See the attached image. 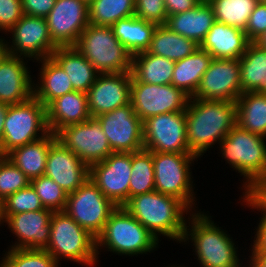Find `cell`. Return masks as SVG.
I'll use <instances>...</instances> for the list:
<instances>
[{
	"instance_id": "1",
	"label": "cell",
	"mask_w": 266,
	"mask_h": 267,
	"mask_svg": "<svg viewBox=\"0 0 266 267\" xmlns=\"http://www.w3.org/2000/svg\"><path fill=\"white\" fill-rule=\"evenodd\" d=\"M185 111L189 151L197 158L219 144L237 124L236 102L190 97Z\"/></svg>"
},
{
	"instance_id": "2",
	"label": "cell",
	"mask_w": 266,
	"mask_h": 267,
	"mask_svg": "<svg viewBox=\"0 0 266 267\" xmlns=\"http://www.w3.org/2000/svg\"><path fill=\"white\" fill-rule=\"evenodd\" d=\"M122 207L158 240L161 234L182 242L187 224L184 213L191 214L182 200L154 190L129 198Z\"/></svg>"
},
{
	"instance_id": "3",
	"label": "cell",
	"mask_w": 266,
	"mask_h": 267,
	"mask_svg": "<svg viewBox=\"0 0 266 267\" xmlns=\"http://www.w3.org/2000/svg\"><path fill=\"white\" fill-rule=\"evenodd\" d=\"M197 212V213H196ZM190 214L182 242L192 241L195 254L202 267H241L237 247L211 216L196 211ZM190 230V231H189ZM190 236V237H189Z\"/></svg>"
},
{
	"instance_id": "4",
	"label": "cell",
	"mask_w": 266,
	"mask_h": 267,
	"mask_svg": "<svg viewBox=\"0 0 266 267\" xmlns=\"http://www.w3.org/2000/svg\"><path fill=\"white\" fill-rule=\"evenodd\" d=\"M265 139L266 137L246 131L236 124L219 142L222 157L246 180L243 184L244 194L266 179Z\"/></svg>"
},
{
	"instance_id": "5",
	"label": "cell",
	"mask_w": 266,
	"mask_h": 267,
	"mask_svg": "<svg viewBox=\"0 0 266 267\" xmlns=\"http://www.w3.org/2000/svg\"><path fill=\"white\" fill-rule=\"evenodd\" d=\"M158 243L159 240L137 219L123 207H117L96 238L97 258L99 247L118 255L135 256L153 251Z\"/></svg>"
},
{
	"instance_id": "6",
	"label": "cell",
	"mask_w": 266,
	"mask_h": 267,
	"mask_svg": "<svg viewBox=\"0 0 266 267\" xmlns=\"http://www.w3.org/2000/svg\"><path fill=\"white\" fill-rule=\"evenodd\" d=\"M99 73L131 72L133 55L112 27L89 23L74 45Z\"/></svg>"
},
{
	"instance_id": "7",
	"label": "cell",
	"mask_w": 266,
	"mask_h": 267,
	"mask_svg": "<svg viewBox=\"0 0 266 267\" xmlns=\"http://www.w3.org/2000/svg\"><path fill=\"white\" fill-rule=\"evenodd\" d=\"M51 232L45 250L59 263L62 257L87 266L96 265V238L65 211L53 212Z\"/></svg>"
},
{
	"instance_id": "8",
	"label": "cell",
	"mask_w": 266,
	"mask_h": 267,
	"mask_svg": "<svg viewBox=\"0 0 266 267\" xmlns=\"http://www.w3.org/2000/svg\"><path fill=\"white\" fill-rule=\"evenodd\" d=\"M49 133L46 107L34 96L22 103L9 105L1 140L3 153L6 156L13 149L37 141Z\"/></svg>"
},
{
	"instance_id": "9",
	"label": "cell",
	"mask_w": 266,
	"mask_h": 267,
	"mask_svg": "<svg viewBox=\"0 0 266 267\" xmlns=\"http://www.w3.org/2000/svg\"><path fill=\"white\" fill-rule=\"evenodd\" d=\"M195 159L191 153L153 152L155 190L182 200L191 212L196 205L190 172Z\"/></svg>"
},
{
	"instance_id": "10",
	"label": "cell",
	"mask_w": 266,
	"mask_h": 267,
	"mask_svg": "<svg viewBox=\"0 0 266 267\" xmlns=\"http://www.w3.org/2000/svg\"><path fill=\"white\" fill-rule=\"evenodd\" d=\"M116 209L117 206L89 178L74 192L68 194L64 211L97 238Z\"/></svg>"
},
{
	"instance_id": "11",
	"label": "cell",
	"mask_w": 266,
	"mask_h": 267,
	"mask_svg": "<svg viewBox=\"0 0 266 267\" xmlns=\"http://www.w3.org/2000/svg\"><path fill=\"white\" fill-rule=\"evenodd\" d=\"M189 98L172 84L142 83L132 76L130 102L142 121L159 114L185 111Z\"/></svg>"
},
{
	"instance_id": "12",
	"label": "cell",
	"mask_w": 266,
	"mask_h": 267,
	"mask_svg": "<svg viewBox=\"0 0 266 267\" xmlns=\"http://www.w3.org/2000/svg\"><path fill=\"white\" fill-rule=\"evenodd\" d=\"M186 111L152 116L143 121L144 149L162 153H190Z\"/></svg>"
},
{
	"instance_id": "13",
	"label": "cell",
	"mask_w": 266,
	"mask_h": 267,
	"mask_svg": "<svg viewBox=\"0 0 266 267\" xmlns=\"http://www.w3.org/2000/svg\"><path fill=\"white\" fill-rule=\"evenodd\" d=\"M56 138L89 167L102 162L113 152L100 122L93 117L63 127L56 133Z\"/></svg>"
},
{
	"instance_id": "14",
	"label": "cell",
	"mask_w": 266,
	"mask_h": 267,
	"mask_svg": "<svg viewBox=\"0 0 266 267\" xmlns=\"http://www.w3.org/2000/svg\"><path fill=\"white\" fill-rule=\"evenodd\" d=\"M113 152L132 153L144 149L143 121L131 102L96 117Z\"/></svg>"
},
{
	"instance_id": "15",
	"label": "cell",
	"mask_w": 266,
	"mask_h": 267,
	"mask_svg": "<svg viewBox=\"0 0 266 267\" xmlns=\"http://www.w3.org/2000/svg\"><path fill=\"white\" fill-rule=\"evenodd\" d=\"M8 32L12 34V44L7 41L6 44L12 56L39 61L51 57L57 48L50 37L44 17L23 15Z\"/></svg>"
},
{
	"instance_id": "16",
	"label": "cell",
	"mask_w": 266,
	"mask_h": 267,
	"mask_svg": "<svg viewBox=\"0 0 266 267\" xmlns=\"http://www.w3.org/2000/svg\"><path fill=\"white\" fill-rule=\"evenodd\" d=\"M131 153L112 152L102 162L90 166V179L117 207L129 199Z\"/></svg>"
},
{
	"instance_id": "17",
	"label": "cell",
	"mask_w": 266,
	"mask_h": 267,
	"mask_svg": "<svg viewBox=\"0 0 266 267\" xmlns=\"http://www.w3.org/2000/svg\"><path fill=\"white\" fill-rule=\"evenodd\" d=\"M45 19L57 47L74 46L89 25V6L79 0H56Z\"/></svg>"
},
{
	"instance_id": "18",
	"label": "cell",
	"mask_w": 266,
	"mask_h": 267,
	"mask_svg": "<svg viewBox=\"0 0 266 267\" xmlns=\"http://www.w3.org/2000/svg\"><path fill=\"white\" fill-rule=\"evenodd\" d=\"M240 95V60L213 58L192 98L236 102Z\"/></svg>"
},
{
	"instance_id": "19",
	"label": "cell",
	"mask_w": 266,
	"mask_h": 267,
	"mask_svg": "<svg viewBox=\"0 0 266 267\" xmlns=\"http://www.w3.org/2000/svg\"><path fill=\"white\" fill-rule=\"evenodd\" d=\"M132 73H99L86 92L91 117L96 118L130 103Z\"/></svg>"
},
{
	"instance_id": "20",
	"label": "cell",
	"mask_w": 266,
	"mask_h": 267,
	"mask_svg": "<svg viewBox=\"0 0 266 267\" xmlns=\"http://www.w3.org/2000/svg\"><path fill=\"white\" fill-rule=\"evenodd\" d=\"M44 175L69 194L89 179L90 167L55 138L47 155Z\"/></svg>"
},
{
	"instance_id": "21",
	"label": "cell",
	"mask_w": 266,
	"mask_h": 267,
	"mask_svg": "<svg viewBox=\"0 0 266 267\" xmlns=\"http://www.w3.org/2000/svg\"><path fill=\"white\" fill-rule=\"evenodd\" d=\"M53 211L42 209L40 211H26L13 215H2L4 223L17 237L13 249H45L50 240V220Z\"/></svg>"
},
{
	"instance_id": "22",
	"label": "cell",
	"mask_w": 266,
	"mask_h": 267,
	"mask_svg": "<svg viewBox=\"0 0 266 267\" xmlns=\"http://www.w3.org/2000/svg\"><path fill=\"white\" fill-rule=\"evenodd\" d=\"M25 63L24 57L9 54L0 64L1 103L14 105L33 96L34 82Z\"/></svg>"
},
{
	"instance_id": "23",
	"label": "cell",
	"mask_w": 266,
	"mask_h": 267,
	"mask_svg": "<svg viewBox=\"0 0 266 267\" xmlns=\"http://www.w3.org/2000/svg\"><path fill=\"white\" fill-rule=\"evenodd\" d=\"M249 43L246 32L215 21L199 47L213 58L240 59Z\"/></svg>"
},
{
	"instance_id": "24",
	"label": "cell",
	"mask_w": 266,
	"mask_h": 267,
	"mask_svg": "<svg viewBox=\"0 0 266 267\" xmlns=\"http://www.w3.org/2000/svg\"><path fill=\"white\" fill-rule=\"evenodd\" d=\"M46 114L49 130L53 134L65 126L84 122L91 118L87 94L75 90L64 94L46 107Z\"/></svg>"
},
{
	"instance_id": "25",
	"label": "cell",
	"mask_w": 266,
	"mask_h": 267,
	"mask_svg": "<svg viewBox=\"0 0 266 267\" xmlns=\"http://www.w3.org/2000/svg\"><path fill=\"white\" fill-rule=\"evenodd\" d=\"M214 23L215 17L212 7L206 0H202L193 9L168 16L165 26L200 45Z\"/></svg>"
},
{
	"instance_id": "26",
	"label": "cell",
	"mask_w": 266,
	"mask_h": 267,
	"mask_svg": "<svg viewBox=\"0 0 266 267\" xmlns=\"http://www.w3.org/2000/svg\"><path fill=\"white\" fill-rule=\"evenodd\" d=\"M51 57L67 73L75 91L87 92L99 72L74 46L57 47Z\"/></svg>"
},
{
	"instance_id": "27",
	"label": "cell",
	"mask_w": 266,
	"mask_h": 267,
	"mask_svg": "<svg viewBox=\"0 0 266 267\" xmlns=\"http://www.w3.org/2000/svg\"><path fill=\"white\" fill-rule=\"evenodd\" d=\"M40 83L33 84V96L47 107L53 100L73 92V86L67 73L52 58L40 60Z\"/></svg>"
},
{
	"instance_id": "28",
	"label": "cell",
	"mask_w": 266,
	"mask_h": 267,
	"mask_svg": "<svg viewBox=\"0 0 266 267\" xmlns=\"http://www.w3.org/2000/svg\"><path fill=\"white\" fill-rule=\"evenodd\" d=\"M55 138L56 134L50 132L37 141L13 149L6 157L31 181L44 175L47 155Z\"/></svg>"
},
{
	"instance_id": "29",
	"label": "cell",
	"mask_w": 266,
	"mask_h": 267,
	"mask_svg": "<svg viewBox=\"0 0 266 267\" xmlns=\"http://www.w3.org/2000/svg\"><path fill=\"white\" fill-rule=\"evenodd\" d=\"M212 60L213 57L199 47L191 55L175 62L171 84L193 97Z\"/></svg>"
},
{
	"instance_id": "30",
	"label": "cell",
	"mask_w": 266,
	"mask_h": 267,
	"mask_svg": "<svg viewBox=\"0 0 266 267\" xmlns=\"http://www.w3.org/2000/svg\"><path fill=\"white\" fill-rule=\"evenodd\" d=\"M111 27L116 38L134 56L148 50L157 24L133 15L117 21Z\"/></svg>"
},
{
	"instance_id": "31",
	"label": "cell",
	"mask_w": 266,
	"mask_h": 267,
	"mask_svg": "<svg viewBox=\"0 0 266 267\" xmlns=\"http://www.w3.org/2000/svg\"><path fill=\"white\" fill-rule=\"evenodd\" d=\"M237 125L251 133L266 137V93L246 92L236 100Z\"/></svg>"
},
{
	"instance_id": "32",
	"label": "cell",
	"mask_w": 266,
	"mask_h": 267,
	"mask_svg": "<svg viewBox=\"0 0 266 267\" xmlns=\"http://www.w3.org/2000/svg\"><path fill=\"white\" fill-rule=\"evenodd\" d=\"M239 60L241 94L257 91L265 93L266 49L250 42Z\"/></svg>"
},
{
	"instance_id": "33",
	"label": "cell",
	"mask_w": 266,
	"mask_h": 267,
	"mask_svg": "<svg viewBox=\"0 0 266 267\" xmlns=\"http://www.w3.org/2000/svg\"><path fill=\"white\" fill-rule=\"evenodd\" d=\"M175 62L147 51L133 56L132 76L148 84H171Z\"/></svg>"
},
{
	"instance_id": "34",
	"label": "cell",
	"mask_w": 266,
	"mask_h": 267,
	"mask_svg": "<svg viewBox=\"0 0 266 267\" xmlns=\"http://www.w3.org/2000/svg\"><path fill=\"white\" fill-rule=\"evenodd\" d=\"M198 48L199 45L194 40L171 31L165 25H157L147 52L176 62L191 55Z\"/></svg>"
},
{
	"instance_id": "35",
	"label": "cell",
	"mask_w": 266,
	"mask_h": 267,
	"mask_svg": "<svg viewBox=\"0 0 266 267\" xmlns=\"http://www.w3.org/2000/svg\"><path fill=\"white\" fill-rule=\"evenodd\" d=\"M212 7L215 21L246 31L257 0H206Z\"/></svg>"
},
{
	"instance_id": "36",
	"label": "cell",
	"mask_w": 266,
	"mask_h": 267,
	"mask_svg": "<svg viewBox=\"0 0 266 267\" xmlns=\"http://www.w3.org/2000/svg\"><path fill=\"white\" fill-rule=\"evenodd\" d=\"M154 190L153 152L145 149L132 152L129 198Z\"/></svg>"
},
{
	"instance_id": "37",
	"label": "cell",
	"mask_w": 266,
	"mask_h": 267,
	"mask_svg": "<svg viewBox=\"0 0 266 267\" xmlns=\"http://www.w3.org/2000/svg\"><path fill=\"white\" fill-rule=\"evenodd\" d=\"M136 0H94L89 5V23L111 27L135 13Z\"/></svg>"
},
{
	"instance_id": "38",
	"label": "cell",
	"mask_w": 266,
	"mask_h": 267,
	"mask_svg": "<svg viewBox=\"0 0 266 267\" xmlns=\"http://www.w3.org/2000/svg\"><path fill=\"white\" fill-rule=\"evenodd\" d=\"M6 252L2 258L5 267H59L45 249L10 248Z\"/></svg>"
},
{
	"instance_id": "39",
	"label": "cell",
	"mask_w": 266,
	"mask_h": 267,
	"mask_svg": "<svg viewBox=\"0 0 266 267\" xmlns=\"http://www.w3.org/2000/svg\"><path fill=\"white\" fill-rule=\"evenodd\" d=\"M45 209L64 211L68 193L51 178L42 175L30 181Z\"/></svg>"
},
{
	"instance_id": "40",
	"label": "cell",
	"mask_w": 266,
	"mask_h": 267,
	"mask_svg": "<svg viewBox=\"0 0 266 267\" xmlns=\"http://www.w3.org/2000/svg\"><path fill=\"white\" fill-rule=\"evenodd\" d=\"M42 209L44 207L31 184L9 195L2 201V215H13L26 211H40Z\"/></svg>"
},
{
	"instance_id": "41",
	"label": "cell",
	"mask_w": 266,
	"mask_h": 267,
	"mask_svg": "<svg viewBox=\"0 0 266 267\" xmlns=\"http://www.w3.org/2000/svg\"><path fill=\"white\" fill-rule=\"evenodd\" d=\"M30 180L6 156L0 160V201L20 189L26 188Z\"/></svg>"
},
{
	"instance_id": "42",
	"label": "cell",
	"mask_w": 266,
	"mask_h": 267,
	"mask_svg": "<svg viewBox=\"0 0 266 267\" xmlns=\"http://www.w3.org/2000/svg\"><path fill=\"white\" fill-rule=\"evenodd\" d=\"M134 15L157 25H165L168 17L164 0H136Z\"/></svg>"
},
{
	"instance_id": "43",
	"label": "cell",
	"mask_w": 266,
	"mask_h": 267,
	"mask_svg": "<svg viewBox=\"0 0 266 267\" xmlns=\"http://www.w3.org/2000/svg\"><path fill=\"white\" fill-rule=\"evenodd\" d=\"M23 15L21 0H0V31L6 34Z\"/></svg>"
},
{
	"instance_id": "44",
	"label": "cell",
	"mask_w": 266,
	"mask_h": 267,
	"mask_svg": "<svg viewBox=\"0 0 266 267\" xmlns=\"http://www.w3.org/2000/svg\"><path fill=\"white\" fill-rule=\"evenodd\" d=\"M266 31V4L257 3L250 15L246 35L250 42H255Z\"/></svg>"
},
{
	"instance_id": "45",
	"label": "cell",
	"mask_w": 266,
	"mask_h": 267,
	"mask_svg": "<svg viewBox=\"0 0 266 267\" xmlns=\"http://www.w3.org/2000/svg\"><path fill=\"white\" fill-rule=\"evenodd\" d=\"M243 202H246L247 207L260 210L263 214L260 217V222L257 227V231L253 240L252 253H266V211L248 194H243Z\"/></svg>"
},
{
	"instance_id": "46",
	"label": "cell",
	"mask_w": 266,
	"mask_h": 267,
	"mask_svg": "<svg viewBox=\"0 0 266 267\" xmlns=\"http://www.w3.org/2000/svg\"><path fill=\"white\" fill-rule=\"evenodd\" d=\"M56 0H21L24 15L46 17Z\"/></svg>"
},
{
	"instance_id": "47",
	"label": "cell",
	"mask_w": 266,
	"mask_h": 267,
	"mask_svg": "<svg viewBox=\"0 0 266 267\" xmlns=\"http://www.w3.org/2000/svg\"><path fill=\"white\" fill-rule=\"evenodd\" d=\"M202 0H164L167 16L186 12L196 7Z\"/></svg>"
},
{
	"instance_id": "48",
	"label": "cell",
	"mask_w": 266,
	"mask_h": 267,
	"mask_svg": "<svg viewBox=\"0 0 266 267\" xmlns=\"http://www.w3.org/2000/svg\"><path fill=\"white\" fill-rule=\"evenodd\" d=\"M8 108V104L0 102V155H4L1 140L3 138L4 122L8 112Z\"/></svg>"
},
{
	"instance_id": "49",
	"label": "cell",
	"mask_w": 266,
	"mask_h": 267,
	"mask_svg": "<svg viewBox=\"0 0 266 267\" xmlns=\"http://www.w3.org/2000/svg\"><path fill=\"white\" fill-rule=\"evenodd\" d=\"M249 267H266V253H252Z\"/></svg>"
},
{
	"instance_id": "50",
	"label": "cell",
	"mask_w": 266,
	"mask_h": 267,
	"mask_svg": "<svg viewBox=\"0 0 266 267\" xmlns=\"http://www.w3.org/2000/svg\"><path fill=\"white\" fill-rule=\"evenodd\" d=\"M5 41L6 40L4 38H0V64L9 55V51Z\"/></svg>"
},
{
	"instance_id": "51",
	"label": "cell",
	"mask_w": 266,
	"mask_h": 267,
	"mask_svg": "<svg viewBox=\"0 0 266 267\" xmlns=\"http://www.w3.org/2000/svg\"><path fill=\"white\" fill-rule=\"evenodd\" d=\"M256 44H258L261 48L266 49V31L263 33L261 37H259L256 41Z\"/></svg>"
},
{
	"instance_id": "52",
	"label": "cell",
	"mask_w": 266,
	"mask_h": 267,
	"mask_svg": "<svg viewBox=\"0 0 266 267\" xmlns=\"http://www.w3.org/2000/svg\"><path fill=\"white\" fill-rule=\"evenodd\" d=\"M4 222L3 217H2V202L0 201V224Z\"/></svg>"
},
{
	"instance_id": "53",
	"label": "cell",
	"mask_w": 266,
	"mask_h": 267,
	"mask_svg": "<svg viewBox=\"0 0 266 267\" xmlns=\"http://www.w3.org/2000/svg\"><path fill=\"white\" fill-rule=\"evenodd\" d=\"M79 1H82L84 2L86 5H90L94 0H79Z\"/></svg>"
},
{
	"instance_id": "54",
	"label": "cell",
	"mask_w": 266,
	"mask_h": 267,
	"mask_svg": "<svg viewBox=\"0 0 266 267\" xmlns=\"http://www.w3.org/2000/svg\"><path fill=\"white\" fill-rule=\"evenodd\" d=\"M257 3H265L266 4V0H257Z\"/></svg>"
},
{
	"instance_id": "55",
	"label": "cell",
	"mask_w": 266,
	"mask_h": 267,
	"mask_svg": "<svg viewBox=\"0 0 266 267\" xmlns=\"http://www.w3.org/2000/svg\"><path fill=\"white\" fill-rule=\"evenodd\" d=\"M4 265V262H3V259H2V262L0 263V267H3Z\"/></svg>"
}]
</instances>
